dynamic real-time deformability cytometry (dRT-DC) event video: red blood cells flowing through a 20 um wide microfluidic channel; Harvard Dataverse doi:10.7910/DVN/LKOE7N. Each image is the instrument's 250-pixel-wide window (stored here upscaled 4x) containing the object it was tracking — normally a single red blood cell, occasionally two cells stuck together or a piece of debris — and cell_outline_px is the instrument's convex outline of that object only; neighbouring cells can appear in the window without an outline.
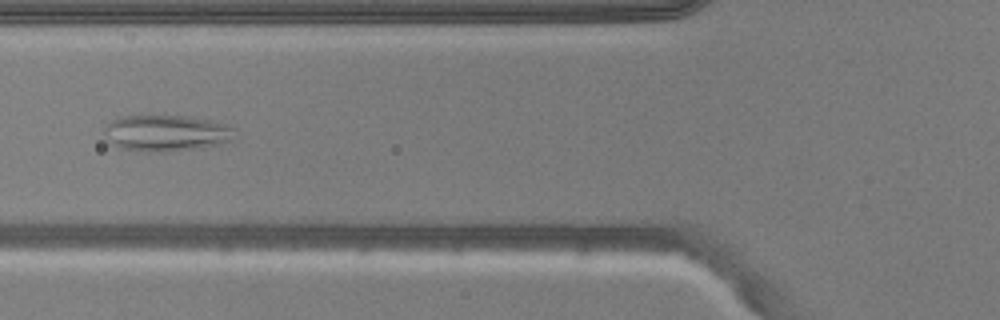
{"species": "common noctule bat (a hibernating species)", "species_latin": "Nyctalus noctula", "temperature_condition": "warm", "stored_images_in_passage": 51, "camera_frame_rate_fps": 3000, "um_per_image_px": 0.085, "animal": {"sex": "male", "body_mass_g": 20.5, "forearm_length_mm": 52.5}, "frame": {"image": 1, "passage_image": 19, "time_ms": 6.0, "image_size_px": [1000, 320], "cell_outline_px": [[236, 128], [232, 140], [220, 144], [192, 148], [160, 152], [120, 148], [112, 144], [104, 136], [104, 128], [108, 124], [120, 116], [188, 116], [208, 120], [224, 124]], "centroid_in_image_um": [14.12, 11.3], "position_along_channel_um": 111.7, "area_um2": 27.17}}
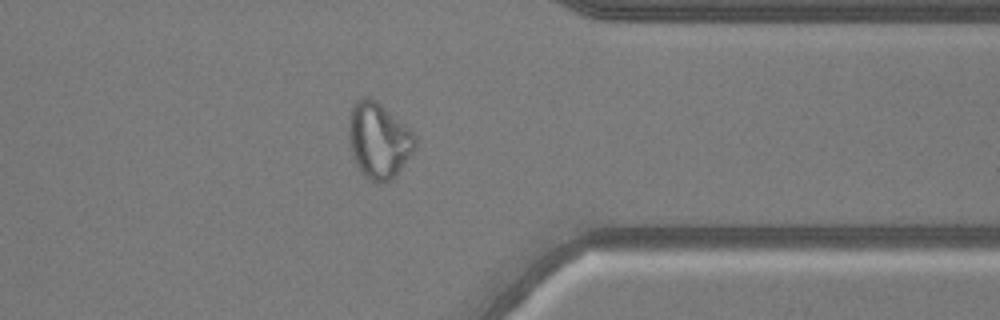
{"frame": {"image": 2, "passage_image": 40, "time_ms": 13.0, "image_size_px": [1000, 320], "cell_outline_px": [[416, 144], [412, 152], [392, 180], [376, 184], [364, 176], [360, 172], [352, 156], [348, 136], [348, 120], [352, 108], [356, 100], [364, 96], [368, 96], [376, 100], [408, 128], [416, 136]], "centroid_in_image_um": [32.15, 11.94], "position_along_channel_um": 379.3, "area_um2": 29.25}}
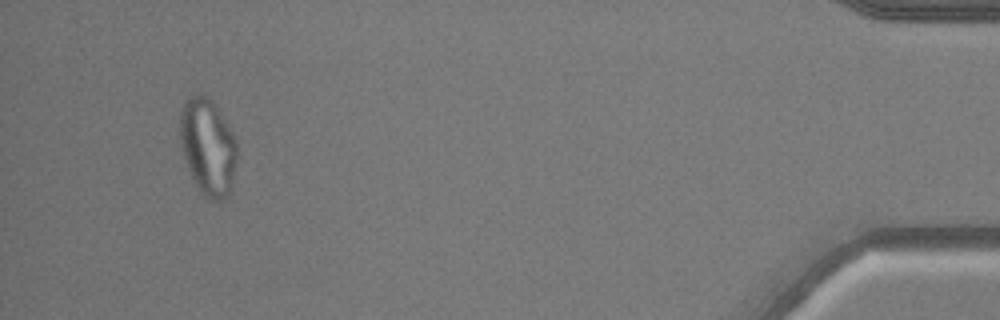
{"frame": {"image": 3, "passage_image": 48, "time_ms": 15.667, "image_size_px": [1000, 320], "cell_outline_px": [[236, 164], [228, 196], [224, 200], [208, 200], [200, 192], [188, 168], [180, 144], [180, 112], [188, 96], [196, 92], [200, 92], [208, 96], [212, 100], [232, 132], [236, 140]], "centroid_in_image_um": [17.65, 12.45], "position_along_channel_um": 417.5, "area_um2": 32.14}}